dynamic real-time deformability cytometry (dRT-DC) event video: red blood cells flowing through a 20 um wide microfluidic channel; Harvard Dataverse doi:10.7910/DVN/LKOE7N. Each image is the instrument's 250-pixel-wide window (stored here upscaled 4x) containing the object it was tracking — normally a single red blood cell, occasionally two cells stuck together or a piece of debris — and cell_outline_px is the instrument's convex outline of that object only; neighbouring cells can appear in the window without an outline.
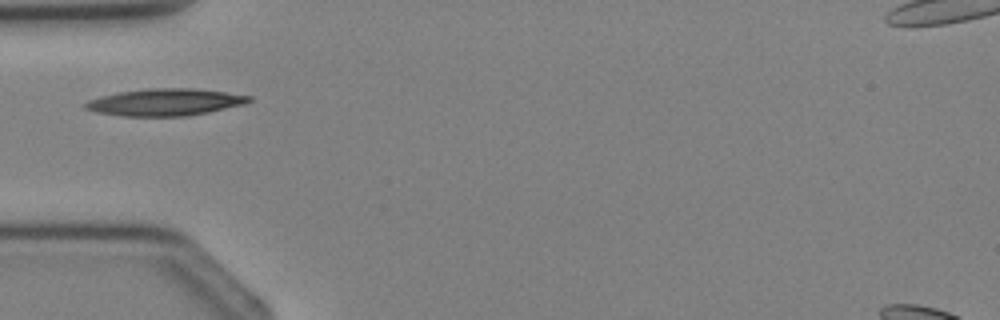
{"species": "Egyptian fruit bat (a non-hibernating species)", "species_latin": "Rousettus aegyptiacus", "temperature_condition": "cold", "stored_images_in_passage": 3, "camera_frame_rate_fps": 3000, "um_per_image_px": 0.085, "animal": {"sex": "female"}, "frame": {"image": 1, "passage_image": 3, "time_ms": 2.333, "image_size_px": [1000, 320], "cell_outline_px": [[252, 100], [244, 104], [208, 112], [188, 116], [120, 116], [96, 112], [84, 108], [84, 104], [88, 100], [120, 92], [148, 88], [192, 88], [224, 92], [252, 96]], "centroid_in_image_um": [14.03, 8.69], "position_along_channel_um": 71.0, "area_um2": 25.61}}